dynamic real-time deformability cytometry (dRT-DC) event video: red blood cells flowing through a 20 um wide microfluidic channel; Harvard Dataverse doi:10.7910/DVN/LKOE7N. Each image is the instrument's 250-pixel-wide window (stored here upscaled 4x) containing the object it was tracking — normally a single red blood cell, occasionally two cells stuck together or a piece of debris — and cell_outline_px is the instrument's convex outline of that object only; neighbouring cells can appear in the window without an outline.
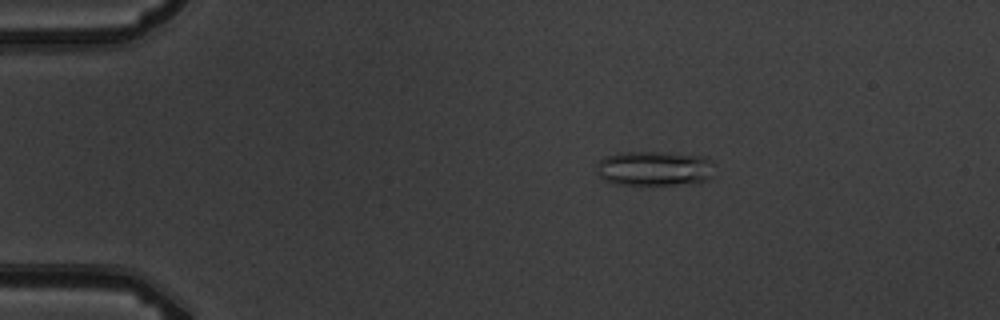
{"species": "common noctule bat (a hibernating species)", "species_latin": "Nyctalus noctula", "temperature_condition": "warm", "stored_images_in_passage": 6, "camera_frame_rate_fps": 3000, "um_per_image_px": 0.085, "animal": {"sex": "male", "body_mass_g": 19.5, "forearm_length_mm": 54.6}, "frame": {"image": 1, "passage_image": 4, "time_ms": 3.333, "image_size_px": [1000, 320], "cell_outline_px": [[712, 176], [708, 180], [700, 184], [652, 188], [612, 184], [604, 180], [596, 172], [600, 160], [608, 156], [620, 152], [664, 152], [704, 156], [712, 160]], "centroid_in_image_um": [55.67, 14.4], "position_along_channel_um": 29.3, "area_um2": 25.37}}